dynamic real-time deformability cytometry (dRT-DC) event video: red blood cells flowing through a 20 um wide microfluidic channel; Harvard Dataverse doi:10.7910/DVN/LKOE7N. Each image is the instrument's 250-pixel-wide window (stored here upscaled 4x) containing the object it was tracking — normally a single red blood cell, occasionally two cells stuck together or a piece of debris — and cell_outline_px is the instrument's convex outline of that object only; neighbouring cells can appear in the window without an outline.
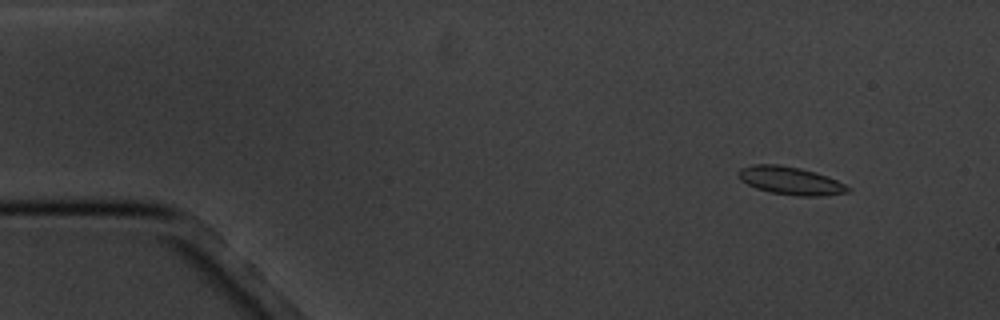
{"species": "common noctule bat (a hibernating species)", "species_latin": "Nyctalus noctula", "temperature_condition": "cold", "stored_images_in_passage": 5, "segment_of_instrument_passage": [1, 2], "camera_frame_rate_fps": 3000, "um_per_image_px": 0.085, "animal": {"sex": "male", "body_mass_g": 20.1, "forearm_length_mm": 53.5}, "frame": {"image": 1, "passage_image": 1, "time_ms": 0.0, "image_size_px": [1000, 320], "cell_outline_px": [[852, 192], [820, 196], [796, 196], [772, 192], [756, 188], [740, 180], [736, 172], [740, 168], [752, 164], [780, 164], [800, 168], [816, 172], [836, 180], [852, 188]], "centroid_in_image_um": [67.19, 15.35], "position_along_channel_um": 17.8, "area_um2": 17.98}}